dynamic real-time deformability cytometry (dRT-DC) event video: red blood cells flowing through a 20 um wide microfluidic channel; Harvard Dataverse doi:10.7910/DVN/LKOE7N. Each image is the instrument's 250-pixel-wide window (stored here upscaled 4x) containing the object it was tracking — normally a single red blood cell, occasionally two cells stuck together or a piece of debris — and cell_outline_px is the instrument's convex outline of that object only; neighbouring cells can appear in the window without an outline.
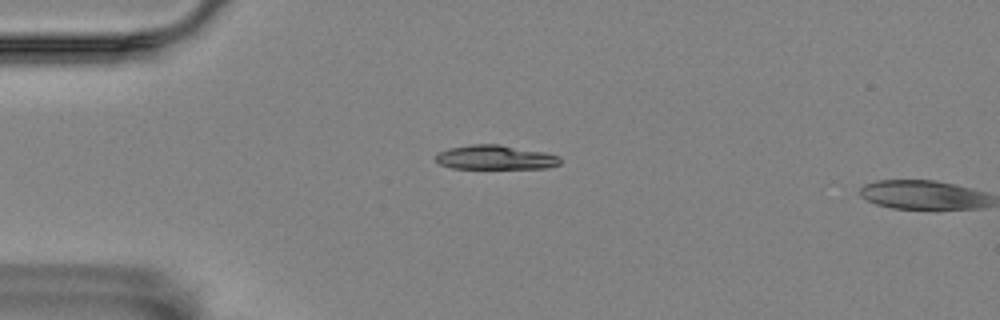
{"species": "Egyptian fruit bat (a non-hibernating species)", "species_latin": "Rousettus aegyptiacus", "temperature_condition": "room temperature", "stored_images_in_passage": 4, "camera_frame_rate_fps": 3000, "um_per_image_px": 0.085, "animal": {"sex": "female"}, "frame": {"image": 1, "passage_image": 3, "time_ms": 0.667, "image_size_px": [1000, 320], "cell_outline_px": [[560, 164], [548, 168], [452, 168], [440, 164], [436, 160], [436, 156], [440, 152], [448, 148], [472, 144], [500, 144], [544, 152], [560, 156]], "centroid_in_image_um": [42.13, 13.37], "position_along_channel_um": 42.9, "area_um2": 17.57}}